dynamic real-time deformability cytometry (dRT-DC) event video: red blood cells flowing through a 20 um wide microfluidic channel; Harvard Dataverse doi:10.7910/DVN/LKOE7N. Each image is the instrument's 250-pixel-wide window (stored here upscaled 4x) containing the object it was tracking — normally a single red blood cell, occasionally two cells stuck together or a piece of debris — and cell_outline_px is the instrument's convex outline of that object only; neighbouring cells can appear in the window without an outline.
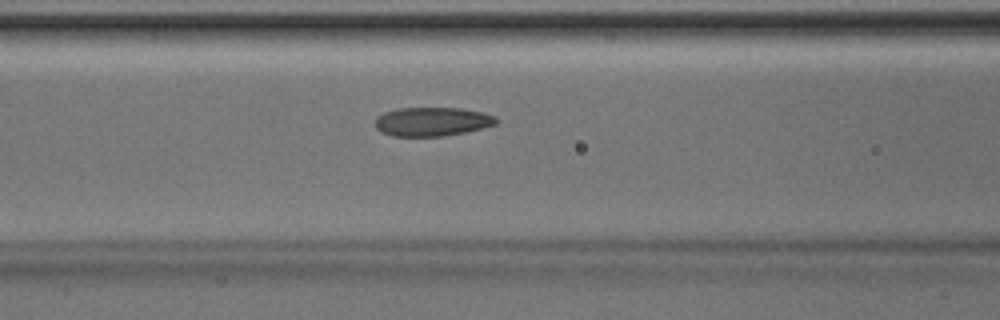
{"species": "Egyptian fruit bat (a non-hibernating species)", "species_latin": "Rousettus aegyptiacus", "temperature_condition": "room temperature", "stored_images_in_passage": 27, "camera_frame_rate_fps": 3000, "um_per_image_px": 0.085, "animal": {"sex": "male"}, "frame": {"image": 1, "passage_image": 8, "time_ms": 2.333, "image_size_px": [1000, 320], "cell_outline_px": [[500, 120], [496, 124], [464, 132], [444, 136], [392, 136], [380, 132], [376, 128], [376, 116], [384, 112], [396, 108], [460, 108], [484, 112], [496, 116]], "centroid_in_image_um": [36.73, 10.33], "position_along_channel_um": 129.9, "area_um2": 20.52}}